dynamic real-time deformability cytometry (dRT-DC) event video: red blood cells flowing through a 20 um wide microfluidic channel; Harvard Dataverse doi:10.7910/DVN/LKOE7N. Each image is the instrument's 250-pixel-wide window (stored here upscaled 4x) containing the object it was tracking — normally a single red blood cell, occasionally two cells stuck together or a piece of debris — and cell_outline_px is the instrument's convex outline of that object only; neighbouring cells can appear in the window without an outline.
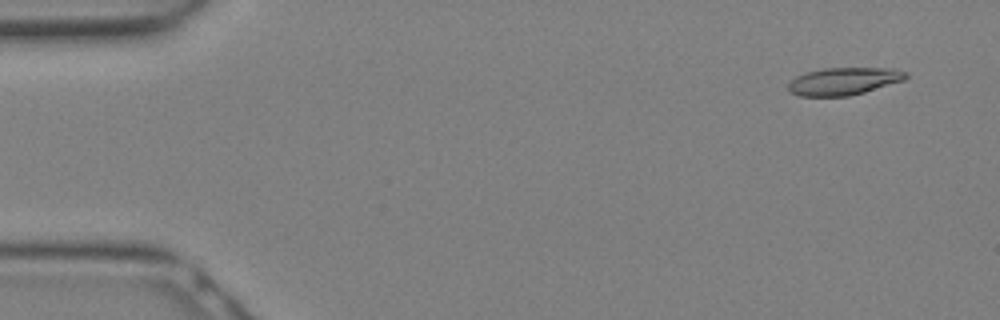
{"species": "Egyptian fruit bat (a non-hibernating species)", "species_latin": "Rousettus aegyptiacus", "temperature_condition": "warm", "stored_images_in_passage": 14, "camera_frame_rate_fps": 3000, "um_per_image_px": 0.085, "animal": {"sex": "female"}, "frame": {"image": 1, "passage_image": 2, "time_ms": 0.333, "image_size_px": [1000, 320], "cell_outline_px": [[908, 76], [904, 80], [864, 92], [848, 96], [800, 96], [792, 92], [788, 88], [788, 84], [796, 76], [808, 72], [824, 68], [896, 68], [908, 72]], "centroid_in_image_um": [71.76, 6.89], "position_along_channel_um": 13.2, "area_um2": 18.73}}
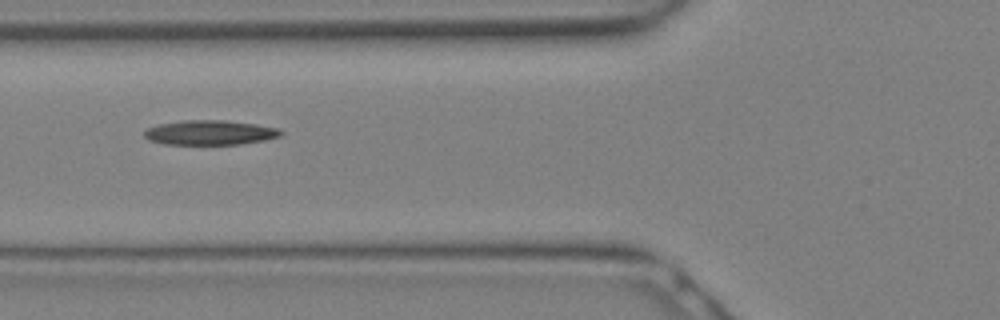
{"frame": {"image": 2, "passage_image": 11, "time_ms": 3.333, "image_size_px": [1000, 320], "cell_outline_px": [[284, 132], [280, 136], [264, 140], [240, 144], [164, 144], [148, 140], [144, 136], [144, 132], [148, 128], [160, 124], [184, 120], [224, 120], [256, 124], [276, 128]], "centroid_in_image_um": [17.84, 11.27], "position_along_channel_um": 108.0, "area_um2": 19.48}}
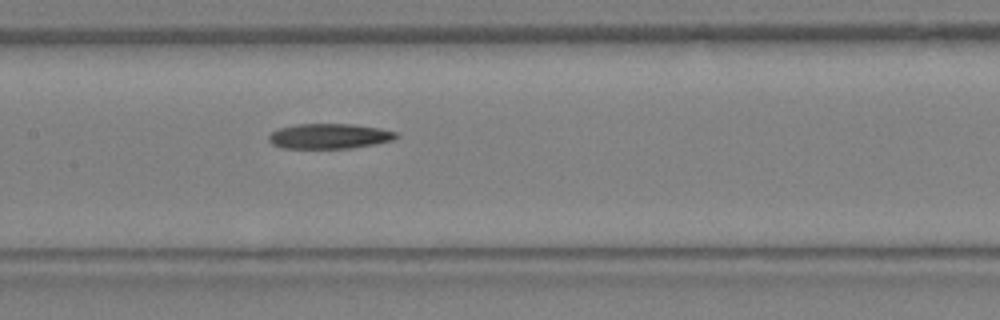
{"frame": {"image": 3, "passage_image": 14, "time_ms": 4.333, "image_size_px": [1000, 320], "cell_outline_px": [[400, 136], [392, 140], [352, 148], [284, 148], [272, 144], [268, 140], [268, 136], [272, 132], [280, 128], [296, 124], [352, 124], [380, 128], [396, 132]], "centroid_in_image_um": [27.99, 11.57], "position_along_channel_um": 179.4, "area_um2": 18.55}}